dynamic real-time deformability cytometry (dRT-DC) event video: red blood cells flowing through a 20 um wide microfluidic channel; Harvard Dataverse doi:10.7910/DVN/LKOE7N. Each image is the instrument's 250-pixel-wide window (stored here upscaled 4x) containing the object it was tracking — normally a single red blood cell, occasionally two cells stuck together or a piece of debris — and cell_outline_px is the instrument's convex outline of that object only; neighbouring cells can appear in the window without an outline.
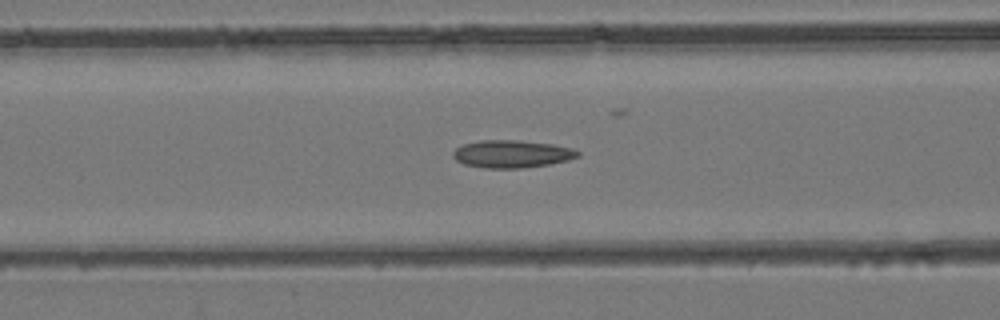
{"species": "common noctule bat (a hibernating species)", "species_latin": "Nyctalus noctula", "temperature_condition": "room temperature", "stored_images_in_passage": 47, "camera_frame_rate_fps": 3000, "um_per_image_px": 0.085, "animal": {"sex": "female", "body_mass_g": 24.6, "forearm_length_mm": 56.2}, "frame": {"image": 1, "passage_image": 19, "time_ms": 6.0, "image_size_px": [1000, 320], "cell_outline_px": [[580, 156], [568, 160], [548, 164], [520, 168], [484, 168], [464, 164], [456, 160], [452, 156], [452, 152], [456, 148], [464, 144], [480, 140], [520, 140], [552, 144], [572, 148], [580, 152]], "centroid_in_image_um": [43.5, 13.08], "position_along_channel_um": 123.1, "area_um2": 20.06}}
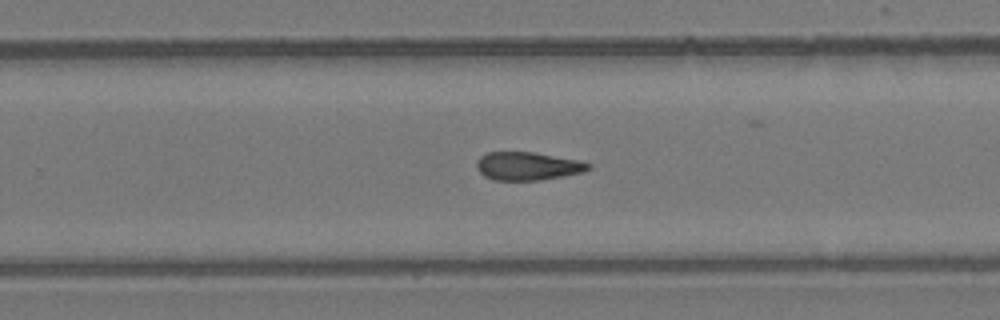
{"frame": {"image": 2, "passage_image": 30, "time_ms": 9.667, "image_size_px": [1000, 320], "cell_outline_px": [[592, 168], [584, 172], [540, 180], [492, 180], [484, 176], [476, 168], [476, 160], [480, 156], [488, 152], [532, 152], [576, 160], [592, 164]], "centroid_in_image_um": [44.82, 14.12], "position_along_channel_um": 285.0, "area_um2": 18.32}}
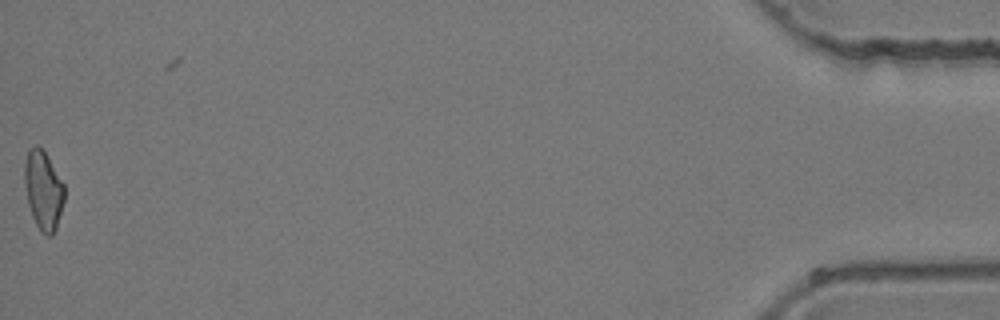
{"frame": {"image": 3, "passage_image": 47, "time_ms": 15.333, "image_size_px": [1000, 320], "cell_outline_px": [[64, 200], [56, 228], [52, 236], [48, 236], [40, 232], [32, 216], [28, 204], [24, 184], [24, 164], [28, 148], [36, 144], [48, 156], [64, 184]], "centroid_in_image_um": [3.67, 16.16], "position_along_channel_um": 431.5, "area_um2": 18.44}}